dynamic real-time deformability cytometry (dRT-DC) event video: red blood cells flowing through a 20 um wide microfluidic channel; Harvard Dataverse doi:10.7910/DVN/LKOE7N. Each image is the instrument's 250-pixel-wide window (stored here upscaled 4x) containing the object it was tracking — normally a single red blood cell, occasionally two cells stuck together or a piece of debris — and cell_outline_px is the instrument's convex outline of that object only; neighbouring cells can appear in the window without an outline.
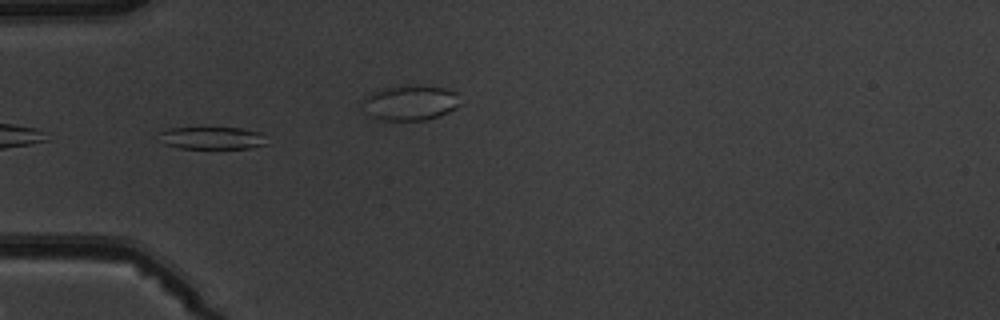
{"species": "common noctule bat (a hibernating species)", "species_latin": "Nyctalus noctula", "temperature_condition": "warm", "stored_images_in_passage": 8, "camera_frame_rate_fps": 3000, "um_per_image_px": 0.085, "animal": {"sex": "male", "body_mass_g": 19.5, "forearm_length_mm": 54.6}, "frame": {"image": 1, "passage_image": 5, "time_ms": 4.667, "image_size_px": [1000, 320], "cell_outline_px": [[268, 144], [248, 148], [180, 148], [164, 144], [156, 140], [160, 132], [168, 128], [204, 124], [240, 128], [260, 132]], "centroid_in_image_um": [17.91, 11.67], "position_along_channel_um": 67.1, "area_um2": 15.14}}
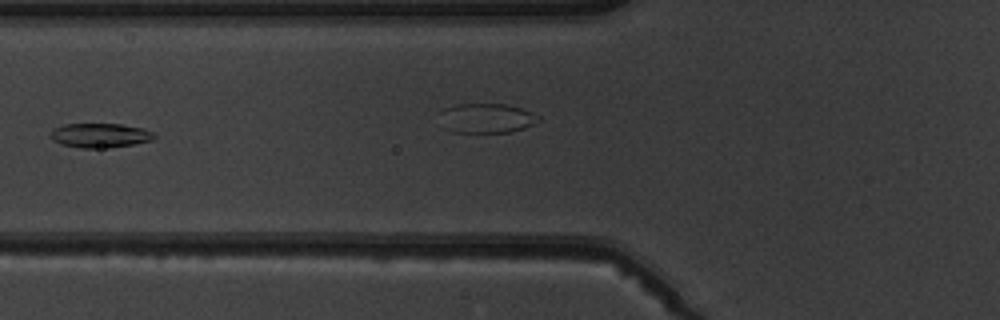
{"frame": {"image": 2, "passage_image": 6, "time_ms": 6.0, "image_size_px": [1000, 320], "cell_outline_px": [[156, 136], [152, 140], [132, 144], [108, 148], [80, 148], [60, 144], [52, 140], [52, 132], [56, 128], [64, 124], [120, 124], [140, 128], [152, 132]], "centroid_in_image_um": [8.49, 11.52], "position_along_channel_um": 117.3, "area_um2": 14.51}}
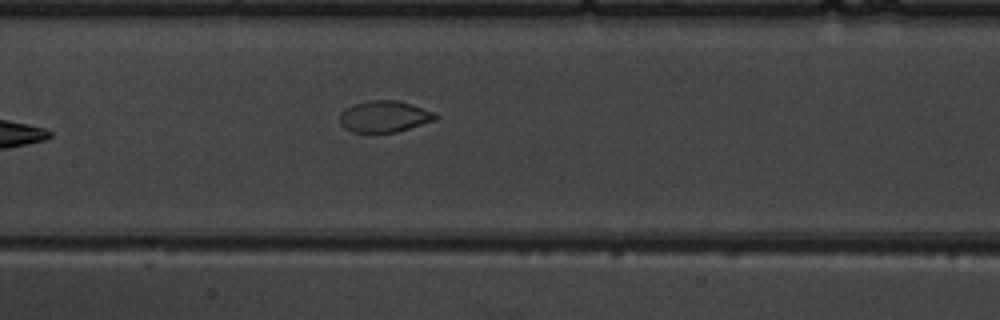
{"frame": {"image": 3, "passage_image": 8, "time_ms": 8.333, "image_size_px": [1000, 320], "cell_outline_px": [[440, 116], [436, 120], [396, 132], [352, 132], [344, 128], [340, 120], [340, 112], [344, 108], [352, 104], [368, 100], [396, 100], [436, 112]], "centroid_in_image_um": [32.67, 9.89], "position_along_channel_um": 174.7, "area_um2": 17.63}}